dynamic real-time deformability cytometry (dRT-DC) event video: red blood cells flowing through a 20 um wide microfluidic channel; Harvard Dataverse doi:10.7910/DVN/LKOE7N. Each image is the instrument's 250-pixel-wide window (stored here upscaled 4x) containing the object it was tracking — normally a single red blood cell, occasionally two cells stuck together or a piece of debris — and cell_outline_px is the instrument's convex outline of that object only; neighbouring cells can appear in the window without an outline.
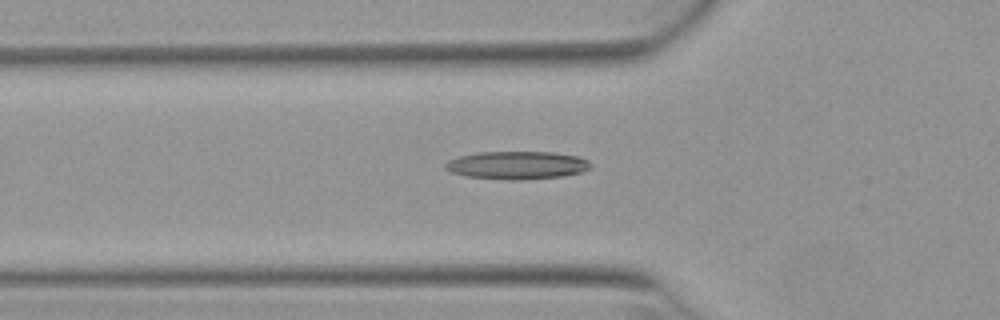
{"species": "Egyptian fruit bat (a non-hibernating species)", "species_latin": "Rousettus aegyptiacus", "temperature_condition": "warm", "stored_images_in_passage": 38, "camera_frame_rate_fps": 3000, "um_per_image_px": 0.085, "animal": {"sex": "female"}, "frame": {"image": 1, "passage_image": 5, "time_ms": 1.333, "image_size_px": [1000, 320], "cell_outline_px": [[592, 168], [580, 172], [564, 176], [520, 180], [508, 180], [464, 176], [452, 172], [444, 168], [444, 164], [448, 160], [460, 156], [476, 152], [552, 152], [580, 156], [588, 160], [592, 164]], "centroid_in_image_um": [43.96, 14.04], "position_along_channel_um": 81.8, "area_um2": 23.93}}
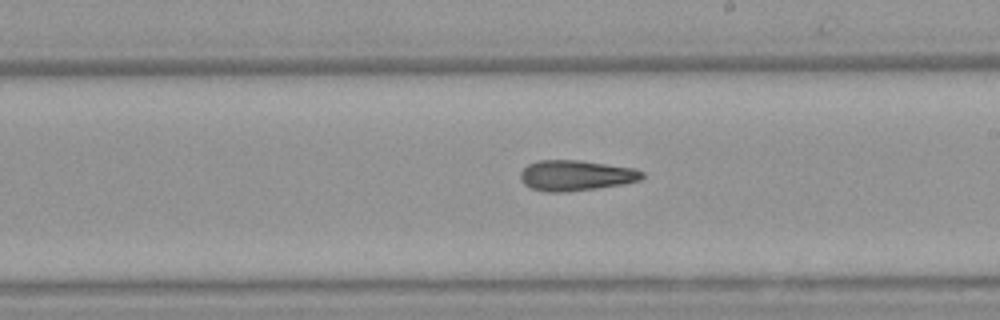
{"frame": {"image": 2, "passage_image": 17, "time_ms": 5.333, "image_size_px": [1000, 320], "cell_outline_px": [[644, 176], [640, 180], [624, 184], [568, 192], [544, 192], [532, 188], [524, 184], [520, 180], [520, 172], [528, 164], [540, 160], [580, 160], [636, 168], [644, 172]], "centroid_in_image_um": [48.96, 14.91], "position_along_channel_um": 240.0, "area_um2": 21.85}}
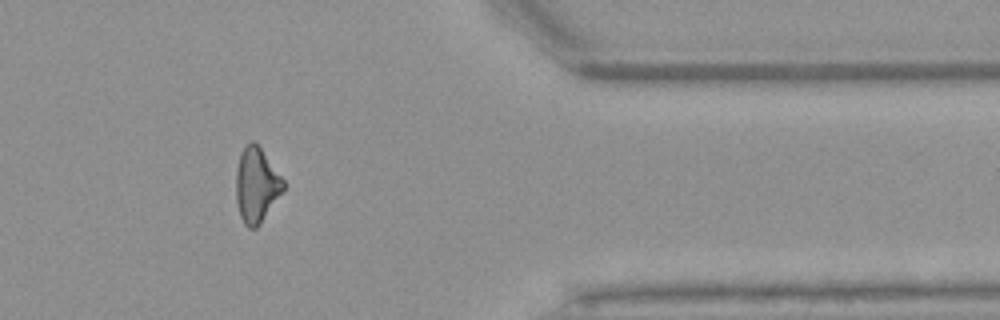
{"frame": {"image": 3, "passage_image": 30, "time_ms": 9.667, "image_size_px": [1000, 320], "cell_outline_px": [[284, 192], [260, 224], [256, 228], [248, 228], [244, 224], [240, 216], [236, 200], [236, 168], [240, 152], [252, 140], [260, 148], [284, 180]], "centroid_in_image_um": [21.8, 15.77], "position_along_channel_um": 389.6, "area_um2": 20.63}, "authors_computed_cell_mechanics": {"area_um2": 21.1837, "velocity_mm_per_s": 3.9574, "shape_relaxation_time_tau1_ms": null, "shape_relaxation_time_tau2_ms": 2.8391, "deformation_change_tau1": null, "deformation_change_tau2": 0.137}}